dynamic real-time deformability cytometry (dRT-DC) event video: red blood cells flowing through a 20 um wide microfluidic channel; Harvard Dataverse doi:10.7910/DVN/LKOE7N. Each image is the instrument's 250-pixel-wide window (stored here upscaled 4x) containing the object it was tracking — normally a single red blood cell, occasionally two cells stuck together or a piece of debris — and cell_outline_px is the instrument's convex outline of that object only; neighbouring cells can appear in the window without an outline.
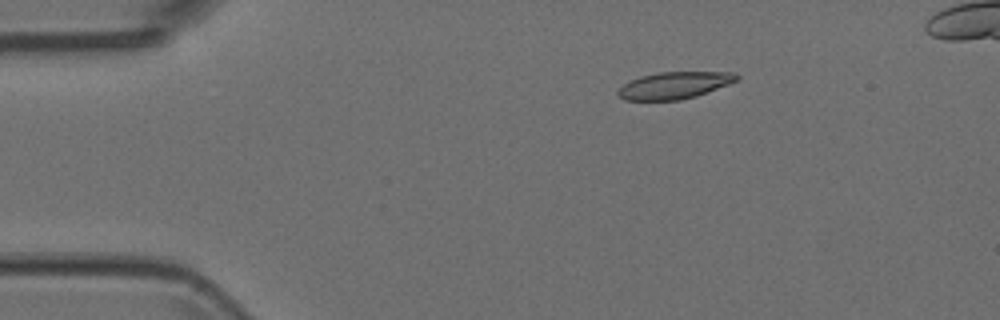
{"species": "Egyptian fruit bat (a non-hibernating species)", "species_latin": "Rousettus aegyptiacus", "temperature_condition": "room temperature", "stored_images_in_passage": 4, "camera_frame_rate_fps": 3000, "um_per_image_px": 0.085, "animal": {"sex": "female"}, "frame": {"image": 1, "passage_image": 2, "time_ms": 0.333, "image_size_px": [1000, 320], "cell_outline_px": [[740, 80], [696, 96], [680, 100], [624, 100], [616, 92], [624, 84], [640, 76], [660, 72], [736, 72], [740, 76]], "centroid_in_image_um": [57.37, 7.25], "position_along_channel_um": 27.6, "area_um2": 18.61}}